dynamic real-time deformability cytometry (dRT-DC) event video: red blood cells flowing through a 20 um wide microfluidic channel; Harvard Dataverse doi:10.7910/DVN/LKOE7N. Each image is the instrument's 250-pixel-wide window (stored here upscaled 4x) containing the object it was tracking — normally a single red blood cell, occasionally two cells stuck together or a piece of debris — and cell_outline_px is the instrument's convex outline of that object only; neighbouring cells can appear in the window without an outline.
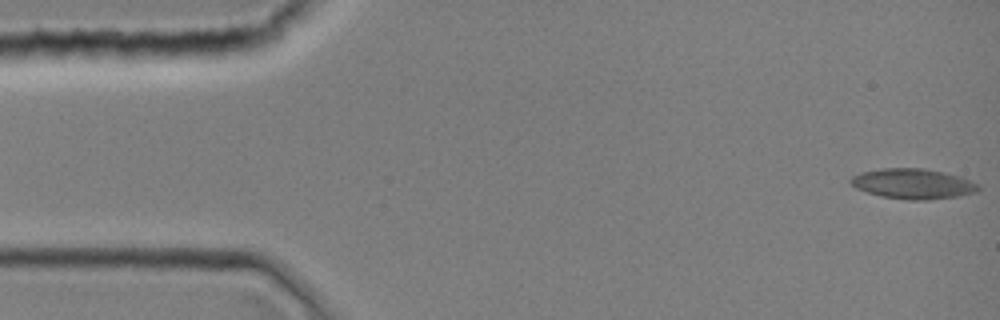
{"species": "common noctule bat (a hibernating species)", "species_latin": "Nyctalus noctula", "temperature_condition": "room temperature", "stored_images_in_passage": 1, "camera_frame_rate_fps": 3000, "um_per_image_px": 0.085, "animal": {"sex": "female", "body_mass_g": 19.0, "forearm_length_mm": 51.5}, "frame": {"image": 1, "passage_image": 1, "time_ms": 0.0, "image_size_px": [1000, 320], "cell_outline_px": [[980, 188], [976, 192], [956, 196], [928, 200], [908, 200], [880, 196], [856, 188], [848, 180], [852, 176], [860, 172], [880, 168], [924, 168], [944, 172], [960, 176], [976, 184]], "centroid_in_image_um": [77.56, 15.61], "position_along_channel_um": 7.4, "area_um2": 22.43}}